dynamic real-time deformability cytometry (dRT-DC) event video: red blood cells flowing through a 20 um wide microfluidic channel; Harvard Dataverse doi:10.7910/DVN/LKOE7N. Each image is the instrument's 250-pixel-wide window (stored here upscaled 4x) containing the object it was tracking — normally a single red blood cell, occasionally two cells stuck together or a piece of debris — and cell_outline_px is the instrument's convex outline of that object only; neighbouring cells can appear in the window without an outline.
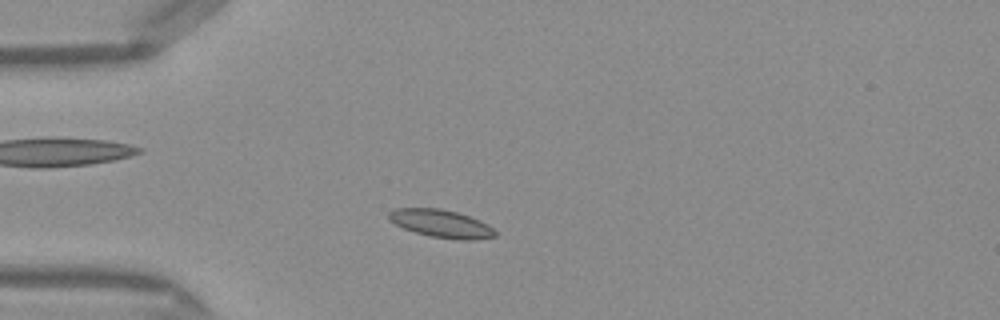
{"species": "Egyptian fruit bat (a non-hibernating species)", "species_latin": "Rousettus aegyptiacus", "temperature_condition": "warm", "stored_images_in_passage": 44, "camera_frame_rate_fps": 3000, "um_per_image_px": 0.085, "frame": {"image": 1, "passage_image": 8, "time_ms": 2.333, "image_size_px": [1000, 320], "cell_outline_px": [[496, 236], [472, 240], [456, 240], [428, 236], [404, 228], [388, 220], [388, 212], [392, 208], [440, 208], [456, 212], [480, 220], [488, 224], [496, 232]], "centroid_in_image_um": [37.48, 19.0], "position_along_channel_um": 47.5, "area_um2": 17.34}}
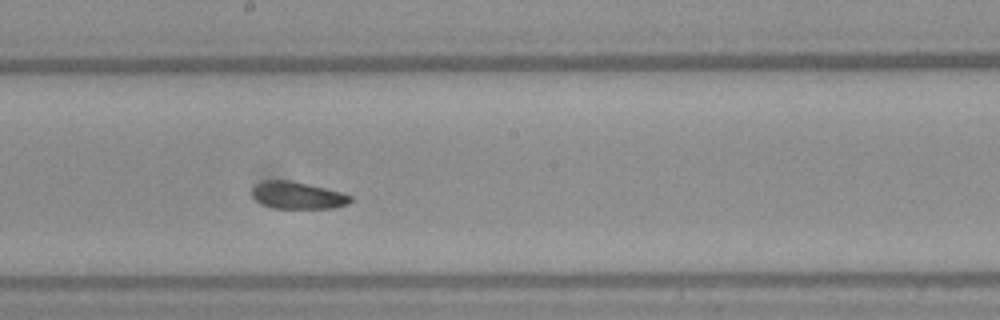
{"frame": {"image": 2, "passage_image": 22, "time_ms": 7.0, "image_size_px": [1000, 320], "cell_outline_px": [[352, 200], [348, 204], [336, 208], [276, 208], [264, 204], [256, 200], [252, 196], [252, 188], [256, 184], [268, 180], [288, 180], [308, 184], [340, 192], [352, 196]], "centroid_in_image_um": [25.31, 16.61], "position_along_channel_um": 222.9, "area_um2": 15.37}}
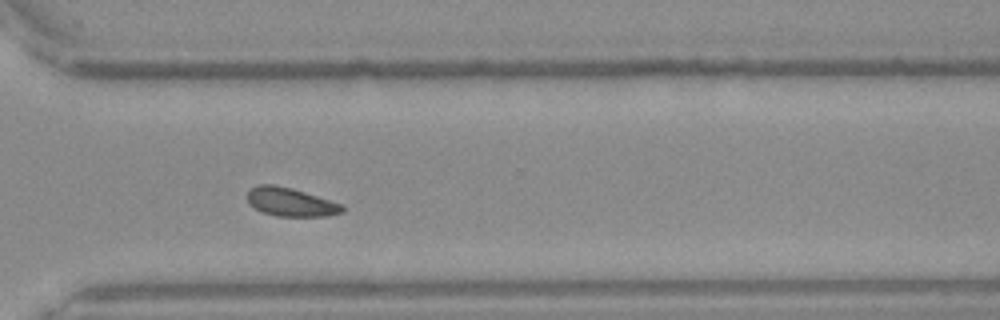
{"frame": {"image": 3, "passage_image": 31, "time_ms": 10.0, "image_size_px": [1000, 320], "cell_outline_px": [[344, 212], [328, 216], [276, 216], [264, 212], [248, 204], [248, 192], [252, 188], [260, 184], [272, 184], [292, 188], [340, 204], [344, 208]], "centroid_in_image_um": [24.69, 17.18], "position_along_channel_um": 345.9, "area_um2": 15.49}, "authors_computed_cell_mechanics": {"area_um2": 15.895, "velocity_mm_per_s": 4.1066, "shape_relaxation_time_tau1_ms": 5.118, "shape_relaxation_time_tau2_ms": null, "deformation_change_tau1": 0.0679, "deformation_change_tau2": null}}